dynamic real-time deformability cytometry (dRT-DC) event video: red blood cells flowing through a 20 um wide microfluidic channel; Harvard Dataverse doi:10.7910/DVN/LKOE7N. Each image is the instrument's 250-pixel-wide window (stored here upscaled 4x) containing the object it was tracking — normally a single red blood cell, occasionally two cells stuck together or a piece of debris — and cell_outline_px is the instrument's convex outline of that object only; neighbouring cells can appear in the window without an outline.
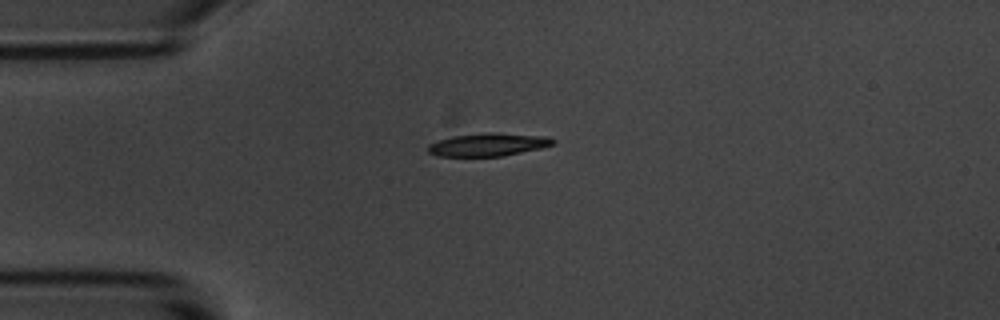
{"species": "common noctule bat (a hibernating species)", "species_latin": "Nyctalus noctula", "temperature_condition": "room temperature", "stored_images_in_passage": 9, "camera_frame_rate_fps": 3000, "um_per_image_px": 0.085, "animal": {"sex": "male", "body_mass_g": 20.1, "forearm_length_mm": 53.5}, "frame": {"image": 1, "passage_image": 1, "time_ms": 0.0, "image_size_px": [1000, 320], "cell_outline_px": [[556, 144], [540, 148], [504, 156], [440, 156], [428, 152], [428, 144], [452, 136], [492, 132], [548, 136], [556, 140]], "centroid_in_image_um": [41.55, 12.29], "position_along_channel_um": 43.5, "area_um2": 16.7}}
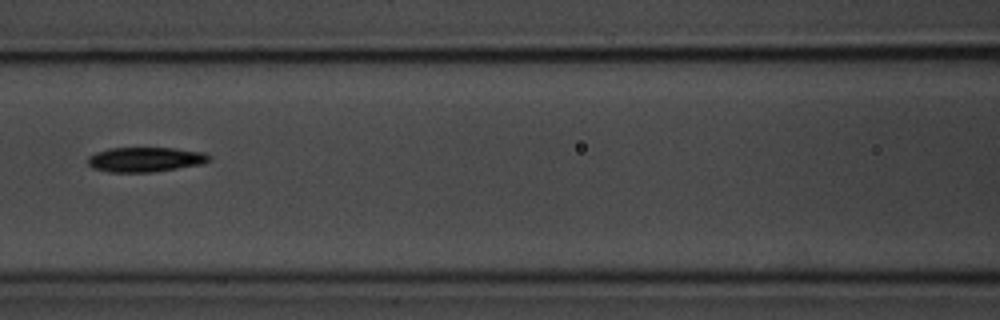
{"frame": {"image": 2, "passage_image": 4, "time_ms": 3.667, "image_size_px": [1000, 320], "cell_outline_px": [[212, 160], [204, 164], [152, 172], [108, 172], [92, 168], [88, 164], [88, 156], [96, 152], [108, 148], [176, 148], [204, 152], [212, 156]], "centroid_in_image_um": [12.39, 13.55], "position_along_channel_um": 154.2, "area_um2": 17.74}}
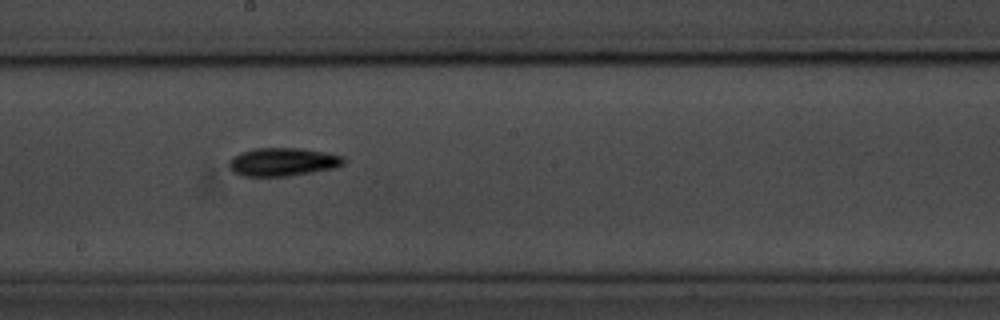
{"frame": {"image": 3, "passage_image": 6, "time_ms": 5.667, "image_size_px": [1000, 320], "cell_outline_px": [[344, 164], [332, 168], [312, 172], [288, 176], [240, 176], [228, 164], [228, 160], [232, 156], [240, 152], [252, 148], [304, 148], [344, 156]], "centroid_in_image_um": [24.01, 13.75], "position_along_channel_um": 224.2, "area_um2": 18.9}}